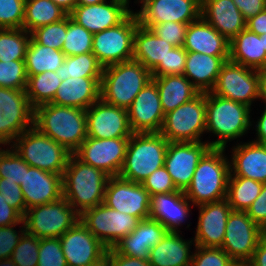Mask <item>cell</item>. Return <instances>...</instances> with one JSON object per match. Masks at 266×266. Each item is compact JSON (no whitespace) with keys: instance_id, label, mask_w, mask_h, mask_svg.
I'll return each mask as SVG.
<instances>
[{"instance_id":"cell-25","label":"cell","mask_w":266,"mask_h":266,"mask_svg":"<svg viewBox=\"0 0 266 266\" xmlns=\"http://www.w3.org/2000/svg\"><path fill=\"white\" fill-rule=\"evenodd\" d=\"M190 203L181 190L151 195L149 218L161 223L168 232H180L179 226L191 212Z\"/></svg>"},{"instance_id":"cell-30","label":"cell","mask_w":266,"mask_h":266,"mask_svg":"<svg viewBox=\"0 0 266 266\" xmlns=\"http://www.w3.org/2000/svg\"><path fill=\"white\" fill-rule=\"evenodd\" d=\"M101 77H69L60 84L50 102L87 110L100 98Z\"/></svg>"},{"instance_id":"cell-18","label":"cell","mask_w":266,"mask_h":266,"mask_svg":"<svg viewBox=\"0 0 266 266\" xmlns=\"http://www.w3.org/2000/svg\"><path fill=\"white\" fill-rule=\"evenodd\" d=\"M86 126L87 137L96 139L130 138L133 134L127 109L111 105L101 98L86 110Z\"/></svg>"},{"instance_id":"cell-45","label":"cell","mask_w":266,"mask_h":266,"mask_svg":"<svg viewBox=\"0 0 266 266\" xmlns=\"http://www.w3.org/2000/svg\"><path fill=\"white\" fill-rule=\"evenodd\" d=\"M27 79L24 60L0 61V87L26 89Z\"/></svg>"},{"instance_id":"cell-48","label":"cell","mask_w":266,"mask_h":266,"mask_svg":"<svg viewBox=\"0 0 266 266\" xmlns=\"http://www.w3.org/2000/svg\"><path fill=\"white\" fill-rule=\"evenodd\" d=\"M26 0H0V29L22 28Z\"/></svg>"},{"instance_id":"cell-27","label":"cell","mask_w":266,"mask_h":266,"mask_svg":"<svg viewBox=\"0 0 266 266\" xmlns=\"http://www.w3.org/2000/svg\"><path fill=\"white\" fill-rule=\"evenodd\" d=\"M240 143L231 152L230 174L266 183V144L253 140Z\"/></svg>"},{"instance_id":"cell-52","label":"cell","mask_w":266,"mask_h":266,"mask_svg":"<svg viewBox=\"0 0 266 266\" xmlns=\"http://www.w3.org/2000/svg\"><path fill=\"white\" fill-rule=\"evenodd\" d=\"M187 27L186 23L167 22L156 24L151 30L174 47H181L185 43Z\"/></svg>"},{"instance_id":"cell-26","label":"cell","mask_w":266,"mask_h":266,"mask_svg":"<svg viewBox=\"0 0 266 266\" xmlns=\"http://www.w3.org/2000/svg\"><path fill=\"white\" fill-rule=\"evenodd\" d=\"M168 233L166 228L151 218L140 220L137 227L122 238L113 249L122 255L139 259H148L152 247Z\"/></svg>"},{"instance_id":"cell-7","label":"cell","mask_w":266,"mask_h":266,"mask_svg":"<svg viewBox=\"0 0 266 266\" xmlns=\"http://www.w3.org/2000/svg\"><path fill=\"white\" fill-rule=\"evenodd\" d=\"M17 154L30 166L63 175L72 155L65 147L34 126L18 136L10 144Z\"/></svg>"},{"instance_id":"cell-29","label":"cell","mask_w":266,"mask_h":266,"mask_svg":"<svg viewBox=\"0 0 266 266\" xmlns=\"http://www.w3.org/2000/svg\"><path fill=\"white\" fill-rule=\"evenodd\" d=\"M229 45L230 41L225 36L200 17L188 24L183 48L211 56L229 57Z\"/></svg>"},{"instance_id":"cell-42","label":"cell","mask_w":266,"mask_h":266,"mask_svg":"<svg viewBox=\"0 0 266 266\" xmlns=\"http://www.w3.org/2000/svg\"><path fill=\"white\" fill-rule=\"evenodd\" d=\"M92 45L93 34L67 15V33L62 46L64 55L67 57L92 52Z\"/></svg>"},{"instance_id":"cell-31","label":"cell","mask_w":266,"mask_h":266,"mask_svg":"<svg viewBox=\"0 0 266 266\" xmlns=\"http://www.w3.org/2000/svg\"><path fill=\"white\" fill-rule=\"evenodd\" d=\"M228 60L229 57L187 51L183 75L200 92H210L216 84L222 65Z\"/></svg>"},{"instance_id":"cell-11","label":"cell","mask_w":266,"mask_h":266,"mask_svg":"<svg viewBox=\"0 0 266 266\" xmlns=\"http://www.w3.org/2000/svg\"><path fill=\"white\" fill-rule=\"evenodd\" d=\"M211 92L251 107L260 99V70L228 60L222 65Z\"/></svg>"},{"instance_id":"cell-58","label":"cell","mask_w":266,"mask_h":266,"mask_svg":"<svg viewBox=\"0 0 266 266\" xmlns=\"http://www.w3.org/2000/svg\"><path fill=\"white\" fill-rule=\"evenodd\" d=\"M245 20L266 9V0H233Z\"/></svg>"},{"instance_id":"cell-41","label":"cell","mask_w":266,"mask_h":266,"mask_svg":"<svg viewBox=\"0 0 266 266\" xmlns=\"http://www.w3.org/2000/svg\"><path fill=\"white\" fill-rule=\"evenodd\" d=\"M31 33L23 28L0 29V61L25 60Z\"/></svg>"},{"instance_id":"cell-57","label":"cell","mask_w":266,"mask_h":266,"mask_svg":"<svg viewBox=\"0 0 266 266\" xmlns=\"http://www.w3.org/2000/svg\"><path fill=\"white\" fill-rule=\"evenodd\" d=\"M105 255L109 259V266H151L148 259L118 254L113 248H108Z\"/></svg>"},{"instance_id":"cell-47","label":"cell","mask_w":266,"mask_h":266,"mask_svg":"<svg viewBox=\"0 0 266 266\" xmlns=\"http://www.w3.org/2000/svg\"><path fill=\"white\" fill-rule=\"evenodd\" d=\"M191 266H233L235 261L222 249L195 245Z\"/></svg>"},{"instance_id":"cell-44","label":"cell","mask_w":266,"mask_h":266,"mask_svg":"<svg viewBox=\"0 0 266 266\" xmlns=\"http://www.w3.org/2000/svg\"><path fill=\"white\" fill-rule=\"evenodd\" d=\"M66 33L67 16L59 22L36 28L31 32V37L42 46H49L53 49L62 51Z\"/></svg>"},{"instance_id":"cell-67","label":"cell","mask_w":266,"mask_h":266,"mask_svg":"<svg viewBox=\"0 0 266 266\" xmlns=\"http://www.w3.org/2000/svg\"><path fill=\"white\" fill-rule=\"evenodd\" d=\"M233 266H252L249 262H235Z\"/></svg>"},{"instance_id":"cell-68","label":"cell","mask_w":266,"mask_h":266,"mask_svg":"<svg viewBox=\"0 0 266 266\" xmlns=\"http://www.w3.org/2000/svg\"><path fill=\"white\" fill-rule=\"evenodd\" d=\"M260 36L263 38L264 50L266 51V33Z\"/></svg>"},{"instance_id":"cell-1","label":"cell","mask_w":266,"mask_h":266,"mask_svg":"<svg viewBox=\"0 0 266 266\" xmlns=\"http://www.w3.org/2000/svg\"><path fill=\"white\" fill-rule=\"evenodd\" d=\"M33 126L74 154L87 138L86 110L45 103L34 108Z\"/></svg>"},{"instance_id":"cell-2","label":"cell","mask_w":266,"mask_h":266,"mask_svg":"<svg viewBox=\"0 0 266 266\" xmlns=\"http://www.w3.org/2000/svg\"><path fill=\"white\" fill-rule=\"evenodd\" d=\"M109 177L72 154L62 175L63 198L81 215L103 203Z\"/></svg>"},{"instance_id":"cell-62","label":"cell","mask_w":266,"mask_h":266,"mask_svg":"<svg viewBox=\"0 0 266 266\" xmlns=\"http://www.w3.org/2000/svg\"><path fill=\"white\" fill-rule=\"evenodd\" d=\"M61 9H63L68 15L73 11L76 7V0H51Z\"/></svg>"},{"instance_id":"cell-39","label":"cell","mask_w":266,"mask_h":266,"mask_svg":"<svg viewBox=\"0 0 266 266\" xmlns=\"http://www.w3.org/2000/svg\"><path fill=\"white\" fill-rule=\"evenodd\" d=\"M26 95L30 105L35 108L50 103L62 80L54 71H45L37 75L27 76Z\"/></svg>"},{"instance_id":"cell-22","label":"cell","mask_w":266,"mask_h":266,"mask_svg":"<svg viewBox=\"0 0 266 266\" xmlns=\"http://www.w3.org/2000/svg\"><path fill=\"white\" fill-rule=\"evenodd\" d=\"M99 4L76 5L70 17L92 34L120 24L131 12L129 0H110Z\"/></svg>"},{"instance_id":"cell-35","label":"cell","mask_w":266,"mask_h":266,"mask_svg":"<svg viewBox=\"0 0 266 266\" xmlns=\"http://www.w3.org/2000/svg\"><path fill=\"white\" fill-rule=\"evenodd\" d=\"M164 114L196 97L200 91L184 75L152 76Z\"/></svg>"},{"instance_id":"cell-36","label":"cell","mask_w":266,"mask_h":266,"mask_svg":"<svg viewBox=\"0 0 266 266\" xmlns=\"http://www.w3.org/2000/svg\"><path fill=\"white\" fill-rule=\"evenodd\" d=\"M66 56L63 51L38 44L32 37L25 55L27 76L37 75L45 71H54L62 66Z\"/></svg>"},{"instance_id":"cell-33","label":"cell","mask_w":266,"mask_h":266,"mask_svg":"<svg viewBox=\"0 0 266 266\" xmlns=\"http://www.w3.org/2000/svg\"><path fill=\"white\" fill-rule=\"evenodd\" d=\"M229 60L257 70L266 68L263 38L247 28L230 40Z\"/></svg>"},{"instance_id":"cell-12","label":"cell","mask_w":266,"mask_h":266,"mask_svg":"<svg viewBox=\"0 0 266 266\" xmlns=\"http://www.w3.org/2000/svg\"><path fill=\"white\" fill-rule=\"evenodd\" d=\"M80 221L102 244L113 248L137 227L140 220L102 203L84 211L80 215Z\"/></svg>"},{"instance_id":"cell-4","label":"cell","mask_w":266,"mask_h":266,"mask_svg":"<svg viewBox=\"0 0 266 266\" xmlns=\"http://www.w3.org/2000/svg\"><path fill=\"white\" fill-rule=\"evenodd\" d=\"M225 151V148H210L199 160L184 191L192 207L226 199L230 162Z\"/></svg>"},{"instance_id":"cell-32","label":"cell","mask_w":266,"mask_h":266,"mask_svg":"<svg viewBox=\"0 0 266 266\" xmlns=\"http://www.w3.org/2000/svg\"><path fill=\"white\" fill-rule=\"evenodd\" d=\"M179 233L168 232L151 248L148 258L151 266H191L193 252L190 249L195 242L186 241Z\"/></svg>"},{"instance_id":"cell-34","label":"cell","mask_w":266,"mask_h":266,"mask_svg":"<svg viewBox=\"0 0 266 266\" xmlns=\"http://www.w3.org/2000/svg\"><path fill=\"white\" fill-rule=\"evenodd\" d=\"M173 47L151 29L139 24L134 35L133 60L142 63L152 72L159 64H165V58Z\"/></svg>"},{"instance_id":"cell-59","label":"cell","mask_w":266,"mask_h":266,"mask_svg":"<svg viewBox=\"0 0 266 266\" xmlns=\"http://www.w3.org/2000/svg\"><path fill=\"white\" fill-rule=\"evenodd\" d=\"M246 28L257 35L266 33V9L246 20Z\"/></svg>"},{"instance_id":"cell-3","label":"cell","mask_w":266,"mask_h":266,"mask_svg":"<svg viewBox=\"0 0 266 266\" xmlns=\"http://www.w3.org/2000/svg\"><path fill=\"white\" fill-rule=\"evenodd\" d=\"M251 107L246 104L206 92V132L217 140L209 141L211 148H226L229 141L243 137L252 127Z\"/></svg>"},{"instance_id":"cell-43","label":"cell","mask_w":266,"mask_h":266,"mask_svg":"<svg viewBox=\"0 0 266 266\" xmlns=\"http://www.w3.org/2000/svg\"><path fill=\"white\" fill-rule=\"evenodd\" d=\"M10 149L0 148V178L20 185L24 182L25 169H28L29 165L12 147Z\"/></svg>"},{"instance_id":"cell-14","label":"cell","mask_w":266,"mask_h":266,"mask_svg":"<svg viewBox=\"0 0 266 266\" xmlns=\"http://www.w3.org/2000/svg\"><path fill=\"white\" fill-rule=\"evenodd\" d=\"M266 234L246 211L232 210L226 224L222 249L235 262H249L259 240Z\"/></svg>"},{"instance_id":"cell-49","label":"cell","mask_w":266,"mask_h":266,"mask_svg":"<svg viewBox=\"0 0 266 266\" xmlns=\"http://www.w3.org/2000/svg\"><path fill=\"white\" fill-rule=\"evenodd\" d=\"M38 266H68L60 238L40 239Z\"/></svg>"},{"instance_id":"cell-5","label":"cell","mask_w":266,"mask_h":266,"mask_svg":"<svg viewBox=\"0 0 266 266\" xmlns=\"http://www.w3.org/2000/svg\"><path fill=\"white\" fill-rule=\"evenodd\" d=\"M152 81V73L135 60L104 67L100 98L117 107L128 109L137 94Z\"/></svg>"},{"instance_id":"cell-61","label":"cell","mask_w":266,"mask_h":266,"mask_svg":"<svg viewBox=\"0 0 266 266\" xmlns=\"http://www.w3.org/2000/svg\"><path fill=\"white\" fill-rule=\"evenodd\" d=\"M256 140L257 143L266 144V105L264 111L255 124Z\"/></svg>"},{"instance_id":"cell-40","label":"cell","mask_w":266,"mask_h":266,"mask_svg":"<svg viewBox=\"0 0 266 266\" xmlns=\"http://www.w3.org/2000/svg\"><path fill=\"white\" fill-rule=\"evenodd\" d=\"M104 67L92 53H83L75 56H67L61 67L56 70L60 79L69 77H102Z\"/></svg>"},{"instance_id":"cell-6","label":"cell","mask_w":266,"mask_h":266,"mask_svg":"<svg viewBox=\"0 0 266 266\" xmlns=\"http://www.w3.org/2000/svg\"><path fill=\"white\" fill-rule=\"evenodd\" d=\"M168 141L159 133H133L119 177L141 183L164 166Z\"/></svg>"},{"instance_id":"cell-17","label":"cell","mask_w":266,"mask_h":266,"mask_svg":"<svg viewBox=\"0 0 266 266\" xmlns=\"http://www.w3.org/2000/svg\"><path fill=\"white\" fill-rule=\"evenodd\" d=\"M103 203L118 212L127 213L139 220L150 217V194L141 183L119 176L109 177Z\"/></svg>"},{"instance_id":"cell-23","label":"cell","mask_w":266,"mask_h":266,"mask_svg":"<svg viewBox=\"0 0 266 266\" xmlns=\"http://www.w3.org/2000/svg\"><path fill=\"white\" fill-rule=\"evenodd\" d=\"M199 209L195 245L221 248L226 224L232 211L227 199L197 206Z\"/></svg>"},{"instance_id":"cell-54","label":"cell","mask_w":266,"mask_h":266,"mask_svg":"<svg viewBox=\"0 0 266 266\" xmlns=\"http://www.w3.org/2000/svg\"><path fill=\"white\" fill-rule=\"evenodd\" d=\"M0 193L5 197L7 204L15 208L22 216L25 215L27 209L19 184L0 178Z\"/></svg>"},{"instance_id":"cell-13","label":"cell","mask_w":266,"mask_h":266,"mask_svg":"<svg viewBox=\"0 0 266 266\" xmlns=\"http://www.w3.org/2000/svg\"><path fill=\"white\" fill-rule=\"evenodd\" d=\"M34 108L25 89L0 87V147L9 145L33 126Z\"/></svg>"},{"instance_id":"cell-51","label":"cell","mask_w":266,"mask_h":266,"mask_svg":"<svg viewBox=\"0 0 266 266\" xmlns=\"http://www.w3.org/2000/svg\"><path fill=\"white\" fill-rule=\"evenodd\" d=\"M143 187L151 195L178 191L165 166L151 173L143 182Z\"/></svg>"},{"instance_id":"cell-20","label":"cell","mask_w":266,"mask_h":266,"mask_svg":"<svg viewBox=\"0 0 266 266\" xmlns=\"http://www.w3.org/2000/svg\"><path fill=\"white\" fill-rule=\"evenodd\" d=\"M60 241L68 266H89L102 259L108 249L80 220L60 237Z\"/></svg>"},{"instance_id":"cell-65","label":"cell","mask_w":266,"mask_h":266,"mask_svg":"<svg viewBox=\"0 0 266 266\" xmlns=\"http://www.w3.org/2000/svg\"><path fill=\"white\" fill-rule=\"evenodd\" d=\"M89 266H109V259L105 255L102 259H100L98 262L93 263Z\"/></svg>"},{"instance_id":"cell-63","label":"cell","mask_w":266,"mask_h":266,"mask_svg":"<svg viewBox=\"0 0 266 266\" xmlns=\"http://www.w3.org/2000/svg\"><path fill=\"white\" fill-rule=\"evenodd\" d=\"M260 99L266 105V68L260 70Z\"/></svg>"},{"instance_id":"cell-56","label":"cell","mask_w":266,"mask_h":266,"mask_svg":"<svg viewBox=\"0 0 266 266\" xmlns=\"http://www.w3.org/2000/svg\"><path fill=\"white\" fill-rule=\"evenodd\" d=\"M24 224L23 216L5 201L0 193V227Z\"/></svg>"},{"instance_id":"cell-28","label":"cell","mask_w":266,"mask_h":266,"mask_svg":"<svg viewBox=\"0 0 266 266\" xmlns=\"http://www.w3.org/2000/svg\"><path fill=\"white\" fill-rule=\"evenodd\" d=\"M201 17L229 41L246 28L233 0H201Z\"/></svg>"},{"instance_id":"cell-64","label":"cell","mask_w":266,"mask_h":266,"mask_svg":"<svg viewBox=\"0 0 266 266\" xmlns=\"http://www.w3.org/2000/svg\"><path fill=\"white\" fill-rule=\"evenodd\" d=\"M106 0H76V5H92L99 4Z\"/></svg>"},{"instance_id":"cell-38","label":"cell","mask_w":266,"mask_h":266,"mask_svg":"<svg viewBox=\"0 0 266 266\" xmlns=\"http://www.w3.org/2000/svg\"><path fill=\"white\" fill-rule=\"evenodd\" d=\"M263 183L253 179L229 175L227 197L234 211H247L253 201L259 196Z\"/></svg>"},{"instance_id":"cell-66","label":"cell","mask_w":266,"mask_h":266,"mask_svg":"<svg viewBox=\"0 0 266 266\" xmlns=\"http://www.w3.org/2000/svg\"><path fill=\"white\" fill-rule=\"evenodd\" d=\"M0 266H18L16 265L11 258L1 259Z\"/></svg>"},{"instance_id":"cell-8","label":"cell","mask_w":266,"mask_h":266,"mask_svg":"<svg viewBox=\"0 0 266 266\" xmlns=\"http://www.w3.org/2000/svg\"><path fill=\"white\" fill-rule=\"evenodd\" d=\"M206 132V92L169 111L160 133L168 142H200Z\"/></svg>"},{"instance_id":"cell-55","label":"cell","mask_w":266,"mask_h":266,"mask_svg":"<svg viewBox=\"0 0 266 266\" xmlns=\"http://www.w3.org/2000/svg\"><path fill=\"white\" fill-rule=\"evenodd\" d=\"M246 212L254 223L266 232V183L263 184L259 196Z\"/></svg>"},{"instance_id":"cell-21","label":"cell","mask_w":266,"mask_h":266,"mask_svg":"<svg viewBox=\"0 0 266 266\" xmlns=\"http://www.w3.org/2000/svg\"><path fill=\"white\" fill-rule=\"evenodd\" d=\"M127 111L133 133L160 132L165 114L153 80L137 94Z\"/></svg>"},{"instance_id":"cell-24","label":"cell","mask_w":266,"mask_h":266,"mask_svg":"<svg viewBox=\"0 0 266 266\" xmlns=\"http://www.w3.org/2000/svg\"><path fill=\"white\" fill-rule=\"evenodd\" d=\"M26 209L53 203L63 197L62 176L35 167L25 169L24 182L20 184Z\"/></svg>"},{"instance_id":"cell-19","label":"cell","mask_w":266,"mask_h":266,"mask_svg":"<svg viewBox=\"0 0 266 266\" xmlns=\"http://www.w3.org/2000/svg\"><path fill=\"white\" fill-rule=\"evenodd\" d=\"M210 148L208 141L168 142L164 166L178 190L187 189L199 160Z\"/></svg>"},{"instance_id":"cell-46","label":"cell","mask_w":266,"mask_h":266,"mask_svg":"<svg viewBox=\"0 0 266 266\" xmlns=\"http://www.w3.org/2000/svg\"><path fill=\"white\" fill-rule=\"evenodd\" d=\"M40 238L24 233L13 250L11 259L18 266H38Z\"/></svg>"},{"instance_id":"cell-37","label":"cell","mask_w":266,"mask_h":266,"mask_svg":"<svg viewBox=\"0 0 266 266\" xmlns=\"http://www.w3.org/2000/svg\"><path fill=\"white\" fill-rule=\"evenodd\" d=\"M67 15L51 0H26L22 28L31 33L38 27L59 22Z\"/></svg>"},{"instance_id":"cell-10","label":"cell","mask_w":266,"mask_h":266,"mask_svg":"<svg viewBox=\"0 0 266 266\" xmlns=\"http://www.w3.org/2000/svg\"><path fill=\"white\" fill-rule=\"evenodd\" d=\"M25 230L37 238H60L79 220L80 215L65 198L26 210L23 216Z\"/></svg>"},{"instance_id":"cell-50","label":"cell","mask_w":266,"mask_h":266,"mask_svg":"<svg viewBox=\"0 0 266 266\" xmlns=\"http://www.w3.org/2000/svg\"><path fill=\"white\" fill-rule=\"evenodd\" d=\"M186 59L187 51L183 46L173 47L165 58V64H159L151 72L152 76L183 75Z\"/></svg>"},{"instance_id":"cell-9","label":"cell","mask_w":266,"mask_h":266,"mask_svg":"<svg viewBox=\"0 0 266 266\" xmlns=\"http://www.w3.org/2000/svg\"><path fill=\"white\" fill-rule=\"evenodd\" d=\"M138 25L137 15L132 11L120 24L93 34L92 53L103 67L133 60Z\"/></svg>"},{"instance_id":"cell-16","label":"cell","mask_w":266,"mask_h":266,"mask_svg":"<svg viewBox=\"0 0 266 266\" xmlns=\"http://www.w3.org/2000/svg\"><path fill=\"white\" fill-rule=\"evenodd\" d=\"M128 142L129 138L87 137L74 155L83 163L114 177L118 176L122 169Z\"/></svg>"},{"instance_id":"cell-53","label":"cell","mask_w":266,"mask_h":266,"mask_svg":"<svg viewBox=\"0 0 266 266\" xmlns=\"http://www.w3.org/2000/svg\"><path fill=\"white\" fill-rule=\"evenodd\" d=\"M16 225L18 224L0 227V260L11 258L13 250L26 232L25 224H22L18 232L14 229Z\"/></svg>"},{"instance_id":"cell-60","label":"cell","mask_w":266,"mask_h":266,"mask_svg":"<svg viewBox=\"0 0 266 266\" xmlns=\"http://www.w3.org/2000/svg\"><path fill=\"white\" fill-rule=\"evenodd\" d=\"M249 263L252 266H266V234L259 240Z\"/></svg>"},{"instance_id":"cell-15","label":"cell","mask_w":266,"mask_h":266,"mask_svg":"<svg viewBox=\"0 0 266 266\" xmlns=\"http://www.w3.org/2000/svg\"><path fill=\"white\" fill-rule=\"evenodd\" d=\"M139 24L147 29L167 22L186 23L201 17V0H137Z\"/></svg>"}]
</instances>
